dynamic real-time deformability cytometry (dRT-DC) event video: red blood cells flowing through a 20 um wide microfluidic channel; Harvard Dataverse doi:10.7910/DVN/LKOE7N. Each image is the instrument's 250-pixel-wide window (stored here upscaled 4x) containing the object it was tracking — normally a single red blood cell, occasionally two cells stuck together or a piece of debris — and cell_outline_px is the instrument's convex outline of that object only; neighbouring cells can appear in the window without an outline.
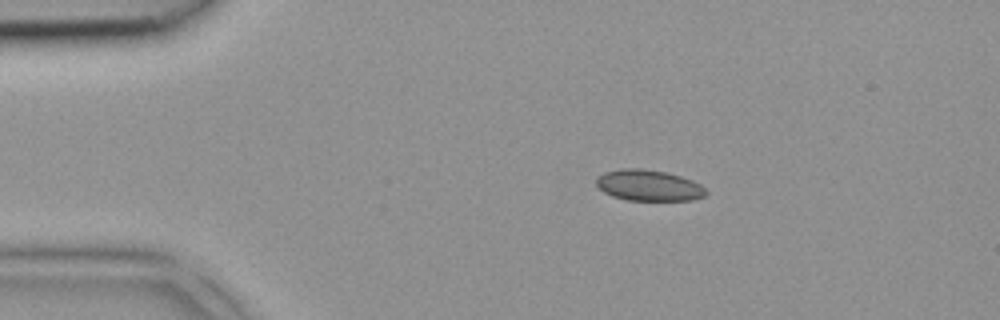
{"species": "common noctule bat (a hibernating species)", "species_latin": "Nyctalus noctula", "temperature_condition": "room temperature", "stored_images_in_passage": 2, "camera_frame_rate_fps": 3000, "um_per_image_px": 0.085, "animal": {"sex": "female", "body_mass_g": 18.4}, "frame": {"image": 1, "passage_image": 1, "time_ms": 0.0, "image_size_px": [1000, 320], "cell_outline_px": [[708, 192], [704, 196], [692, 200], [628, 200], [612, 196], [604, 192], [596, 184], [596, 176], [604, 172], [620, 168], [640, 168], [664, 172], [680, 176], [692, 180], [700, 184]], "centroid_in_image_um": [55.11, 15.75], "position_along_channel_um": 29.9, "area_um2": 19.83}}